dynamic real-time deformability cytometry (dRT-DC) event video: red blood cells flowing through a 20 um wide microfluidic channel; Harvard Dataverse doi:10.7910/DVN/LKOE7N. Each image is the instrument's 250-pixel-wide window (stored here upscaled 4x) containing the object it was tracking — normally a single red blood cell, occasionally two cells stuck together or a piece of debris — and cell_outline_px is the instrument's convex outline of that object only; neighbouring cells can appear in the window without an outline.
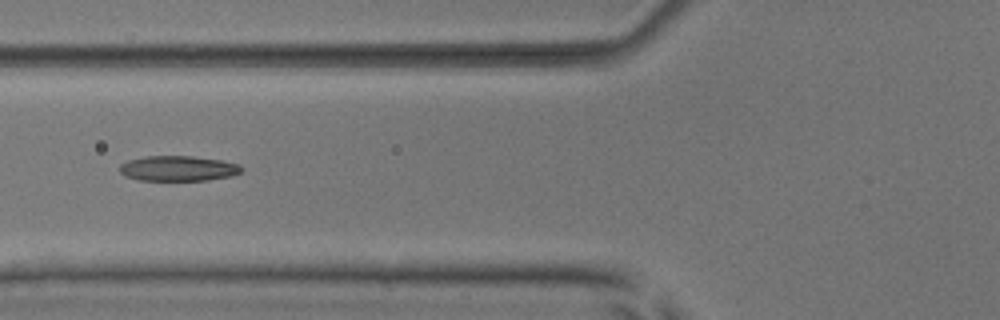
{"species": "common noctule bat (a hibernating species)", "species_latin": "Nyctalus noctula", "temperature_condition": "room temperature", "stored_images_in_passage": 10, "camera_frame_rate_fps": 3000, "um_per_image_px": 0.085, "animal": {"sex": "male", "body_mass_g": 17.9, "forearm_length_mm": 54.2}, "frame": {"image": 1, "passage_image": 6, "time_ms": 6.667, "image_size_px": [1000, 320], "cell_outline_px": [[244, 168], [240, 172], [232, 176], [208, 180], [140, 180], [124, 176], [120, 172], [120, 164], [128, 160], [144, 156], [192, 156], [220, 160], [240, 164]], "centroid_in_image_um": [15.15, 14.31], "position_along_channel_um": 110.7, "area_um2": 17.98}}
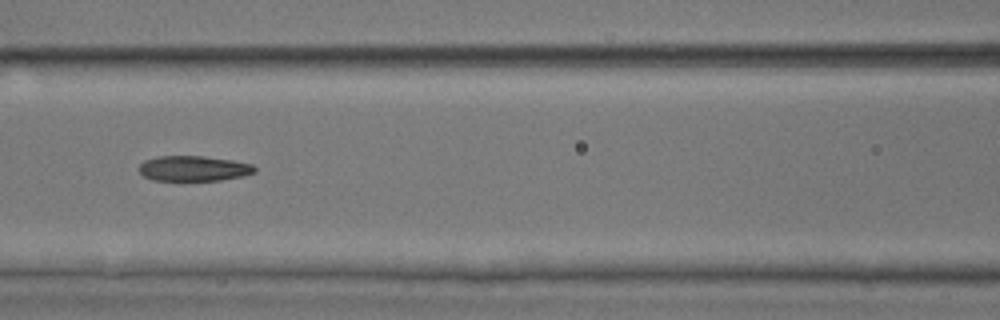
{"frame": {"image": 2, "passage_image": 7, "time_ms": 7.667, "image_size_px": [1000, 320], "cell_outline_px": [[256, 172], [244, 176], [220, 180], [152, 180], [144, 176], [140, 172], [140, 164], [144, 160], [156, 156], [204, 156], [232, 160], [252, 164], [256, 168]], "centroid_in_image_um": [16.47, 14.31], "position_along_channel_um": 150.1, "area_um2": 17.05}}